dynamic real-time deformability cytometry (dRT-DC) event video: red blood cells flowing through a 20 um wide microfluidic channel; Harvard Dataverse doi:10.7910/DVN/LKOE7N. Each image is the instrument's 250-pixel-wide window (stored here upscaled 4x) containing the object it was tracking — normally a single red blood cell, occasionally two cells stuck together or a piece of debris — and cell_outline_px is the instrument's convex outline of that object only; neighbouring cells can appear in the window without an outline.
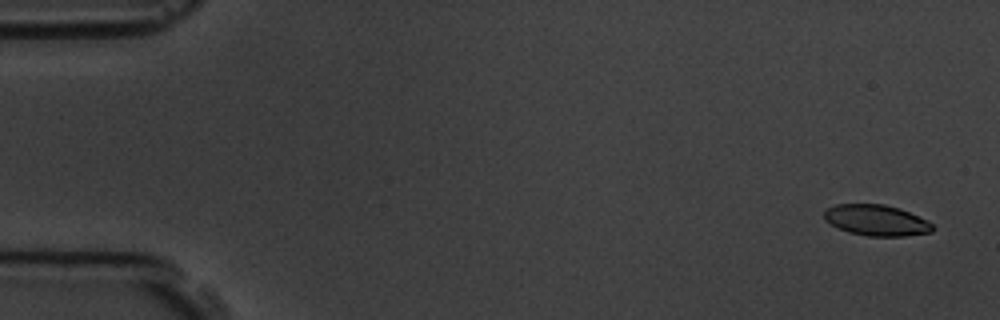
{"species": "common noctule bat (a hibernating species)", "species_latin": "Nyctalus noctula", "temperature_condition": "room temperature", "stored_images_in_passage": 5, "camera_frame_rate_fps": 3000, "um_per_image_px": 0.085, "animal": {"sex": "male", "body_mass_g": 19.5, "forearm_length_mm": 54.6}, "frame": {"image": 1, "passage_image": 1, "time_ms": 0.0, "image_size_px": [1000, 320], "cell_outline_px": [[936, 228], [932, 232], [904, 236], [868, 236], [848, 232], [824, 220], [824, 212], [828, 208], [836, 204], [884, 204], [900, 208], [932, 224]], "centroid_in_image_um": [74.49, 18.72], "position_along_channel_um": 10.5, "area_um2": 19.36}}
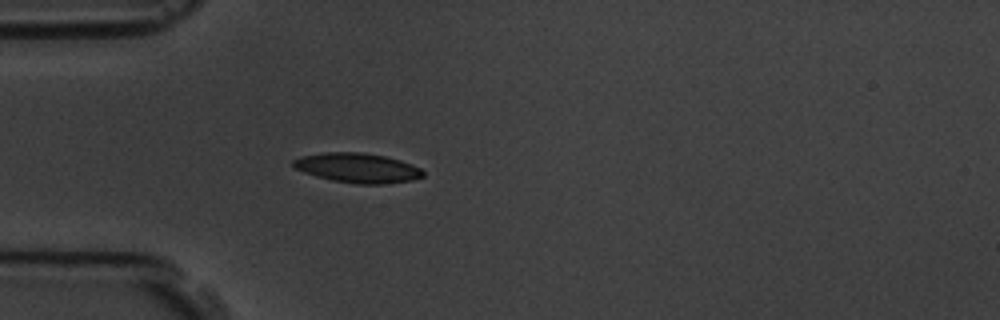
{"frame": {"image": 2, "passage_image": 5, "time_ms": 4.667, "image_size_px": [1000, 320], "cell_outline_px": [[424, 176], [412, 180], [380, 184], [356, 184], [332, 180], [316, 176], [292, 168], [292, 160], [300, 156], [324, 152], [360, 152], [384, 156], [400, 160], [420, 168], [424, 172]], "centroid_in_image_um": [30.34, 14.27], "position_along_channel_um": 54.7, "area_um2": 22.43}}